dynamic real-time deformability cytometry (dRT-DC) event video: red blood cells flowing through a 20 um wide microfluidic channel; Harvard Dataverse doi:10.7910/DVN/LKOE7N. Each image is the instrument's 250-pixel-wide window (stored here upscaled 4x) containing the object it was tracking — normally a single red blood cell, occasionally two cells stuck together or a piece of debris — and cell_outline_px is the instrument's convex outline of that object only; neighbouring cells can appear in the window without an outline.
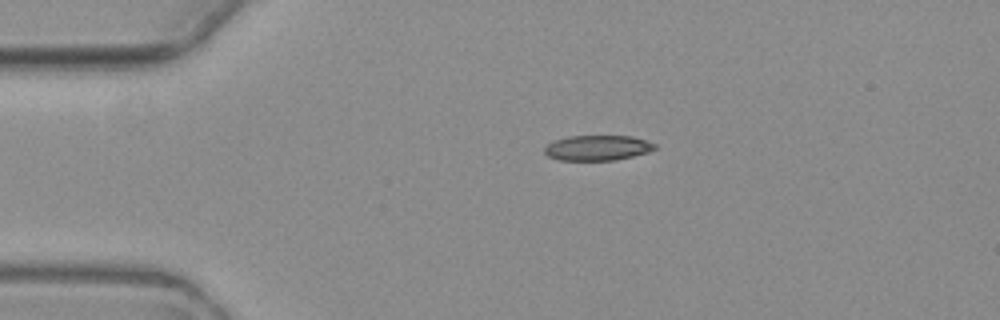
{"species": "common noctule bat (a hibernating species)", "species_latin": "Nyctalus noctula", "temperature_condition": "warm", "stored_images_in_passage": 2, "camera_frame_rate_fps": 3000, "um_per_image_px": 0.085, "animal": {"sex": "female", "body_mass_g": 19.3, "forearm_length_mm": 54.1}, "frame": {"image": 1, "passage_image": 1, "time_ms": 0.0, "image_size_px": [1000, 320], "cell_outline_px": [[656, 148], [648, 152], [616, 160], [560, 160], [548, 156], [544, 152], [544, 148], [548, 144], [556, 140], [568, 136], [632, 136], [656, 144]], "centroid_in_image_um": [50.78, 12.57], "position_along_channel_um": 34.2, "area_um2": 16.07}}